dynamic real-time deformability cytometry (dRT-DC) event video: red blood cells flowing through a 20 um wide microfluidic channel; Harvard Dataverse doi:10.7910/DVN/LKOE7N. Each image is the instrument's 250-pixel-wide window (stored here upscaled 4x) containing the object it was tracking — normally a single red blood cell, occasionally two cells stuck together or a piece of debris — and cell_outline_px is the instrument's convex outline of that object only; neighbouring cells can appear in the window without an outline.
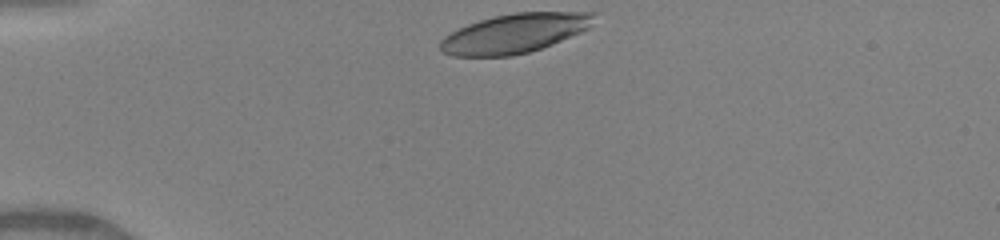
{"species": "human", "species_latin": "Homo sapiens", "temperature_condition": "warm", "stored_images_in_passage": 53, "camera_frame_rate_fps": 3000, "um_per_image_px": 0.085, "donor": {"sex": "female"}, "frame": {"image": 1, "passage_image": 1, "time_ms": 0.0, "image_size_px": [1000, 240], "cell_outline_px": [[596, 12], [588, 28], [580, 32], [552, 44], [528, 52], [512, 56], [452, 56], [444, 52], [440, 48], [440, 40], [444, 36], [468, 24], [480, 20], [496, 16], [516, 12]], "centroid_in_image_um": [43.72, 2.84], "position_along_channel_um": 41.3, "area_um2": 34.74}}
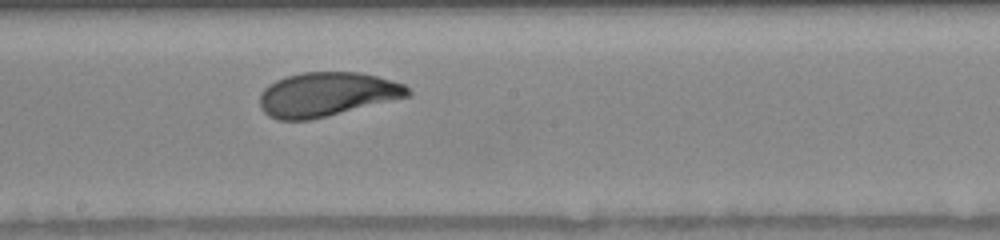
{"frame": {"image": 2, "passage_image": 32, "time_ms": 5.333, "image_size_px": [1000, 240], "cell_outline_px": [[412, 96], [308, 120], [276, 120], [268, 116], [260, 108], [260, 92], [268, 84], [276, 80], [300, 72], [360, 72], [376, 76], [404, 84], [412, 92]], "centroid_in_image_um": [27.76, 8.02], "position_along_channel_um": 220.4, "area_um2": 38.15}}
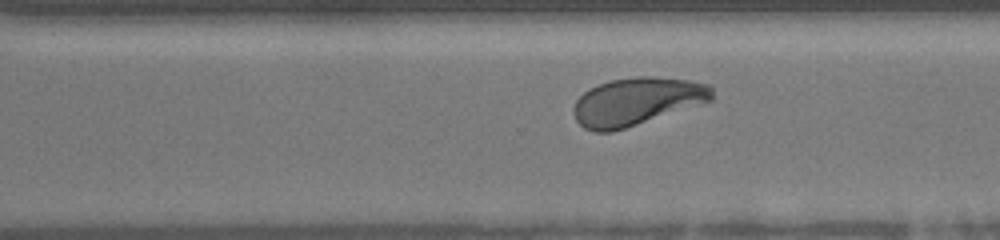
{"frame": {"image": 3, "passage_image": 48, "time_ms": 7.667, "image_size_px": [1000, 240], "cell_outline_px": [[712, 100], [700, 104], [612, 132], [596, 132], [584, 128], [576, 120], [572, 112], [576, 100], [584, 92], [600, 84], [612, 80], [636, 76], [652, 76], [688, 80], [712, 84]], "centroid_in_image_um": [54.12, 8.62], "position_along_channel_um": 316.5, "area_um2": 38.21}}